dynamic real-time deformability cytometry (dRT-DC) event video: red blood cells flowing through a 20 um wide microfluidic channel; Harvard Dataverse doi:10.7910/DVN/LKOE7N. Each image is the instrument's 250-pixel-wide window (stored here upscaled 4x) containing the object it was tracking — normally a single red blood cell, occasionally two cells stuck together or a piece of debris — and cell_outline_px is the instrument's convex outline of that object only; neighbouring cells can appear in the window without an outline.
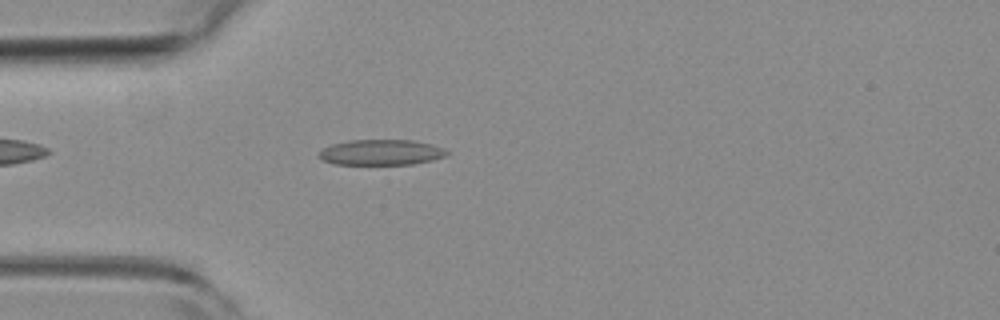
{"species": "common noctule bat (a hibernating species)", "species_latin": "Nyctalus noctula", "temperature_condition": "room temperature", "stored_images_in_passage": 47, "camera_frame_rate_fps": 3000, "um_per_image_px": 0.085, "animal": {"sex": "female", "body_mass_g": 19.3, "forearm_length_mm": 54.1}, "frame": {"image": 1, "passage_image": 7, "time_ms": 2.0, "image_size_px": [1000, 320], "cell_outline_px": [[448, 152], [444, 156], [432, 160], [412, 164], [336, 164], [324, 160], [320, 156], [320, 152], [324, 148], [332, 144], [348, 140], [412, 140], [432, 144], [444, 148]], "centroid_in_image_um": [32.42, 12.94], "position_along_channel_um": 52.6, "area_um2": 18.79}}
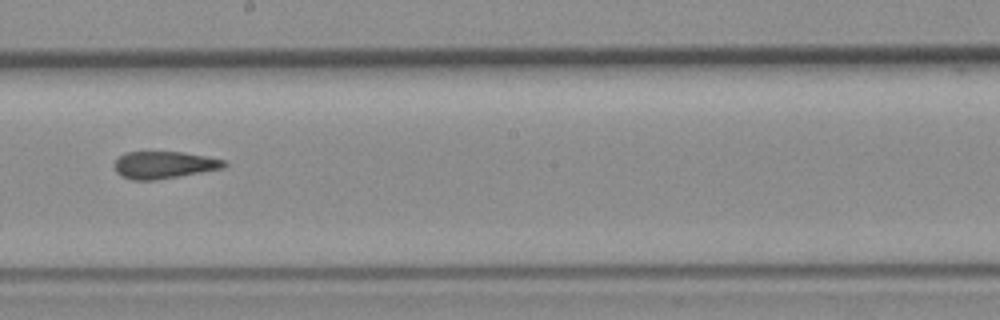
{"frame": {"image": 2, "passage_image": 22, "time_ms": 7.0, "image_size_px": [1000, 320], "cell_outline_px": [[228, 164], [224, 168], [180, 176], [156, 180], [132, 180], [116, 172], [116, 160], [124, 152], [184, 152], [208, 156], [224, 160]], "centroid_in_image_um": [13.99, 14.01], "position_along_channel_um": 234.2, "area_um2": 17.34}}
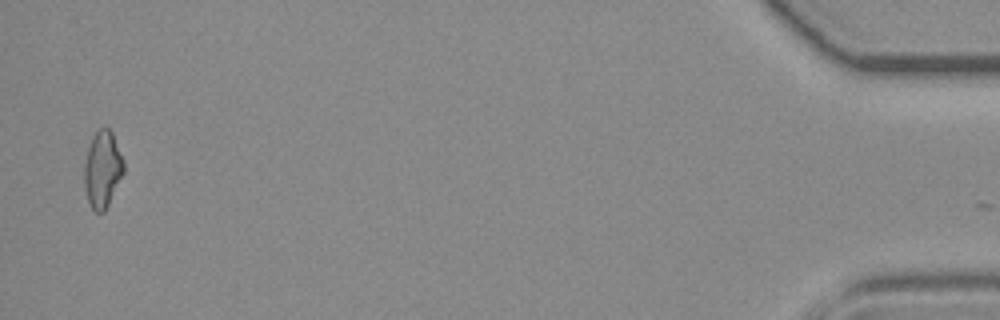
{"frame": {"image": 3, "passage_image": 45, "time_ms": 14.667, "image_size_px": [1000, 320], "cell_outline_px": [[124, 172], [104, 212], [96, 212], [92, 208], [88, 200], [84, 184], [84, 164], [88, 148], [92, 136], [100, 128], [108, 128], [112, 132], [124, 160]], "centroid_in_image_um": [8.71, 14.37], "position_along_channel_um": 426.5, "area_um2": 17.46}, "authors_computed_cell_mechanics": {"area_um2": 17.9758, "velocity_mm_per_s": 3.7648, "shape_relaxation_time_tau1_ms": 8.6516, "shape_relaxation_time_tau2_ms": 2.5276, "deformation_change_tau1": 0.1866, "deformation_change_tau2": 0.1084}}